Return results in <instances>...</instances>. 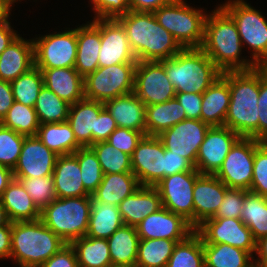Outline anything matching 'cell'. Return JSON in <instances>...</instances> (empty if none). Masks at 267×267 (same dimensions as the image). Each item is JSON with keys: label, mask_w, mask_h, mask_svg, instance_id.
Returning <instances> with one entry per match:
<instances>
[{"label": "cell", "mask_w": 267, "mask_h": 267, "mask_svg": "<svg viewBox=\"0 0 267 267\" xmlns=\"http://www.w3.org/2000/svg\"><path fill=\"white\" fill-rule=\"evenodd\" d=\"M221 75L228 81L230 89V104L224 126L240 137L258 140L260 67L222 72Z\"/></svg>", "instance_id": "6da1fadb"}, {"label": "cell", "mask_w": 267, "mask_h": 267, "mask_svg": "<svg viewBox=\"0 0 267 267\" xmlns=\"http://www.w3.org/2000/svg\"><path fill=\"white\" fill-rule=\"evenodd\" d=\"M242 47L234 20L221 6L207 15L201 49L221 72L257 67L252 60L240 57Z\"/></svg>", "instance_id": "7a4b0ae2"}, {"label": "cell", "mask_w": 267, "mask_h": 267, "mask_svg": "<svg viewBox=\"0 0 267 267\" xmlns=\"http://www.w3.org/2000/svg\"><path fill=\"white\" fill-rule=\"evenodd\" d=\"M66 244L40 219L11 223L10 258L19 267H39Z\"/></svg>", "instance_id": "3957f363"}, {"label": "cell", "mask_w": 267, "mask_h": 267, "mask_svg": "<svg viewBox=\"0 0 267 267\" xmlns=\"http://www.w3.org/2000/svg\"><path fill=\"white\" fill-rule=\"evenodd\" d=\"M160 62L176 93L203 94L222 73L201 48H182Z\"/></svg>", "instance_id": "277c9868"}, {"label": "cell", "mask_w": 267, "mask_h": 267, "mask_svg": "<svg viewBox=\"0 0 267 267\" xmlns=\"http://www.w3.org/2000/svg\"><path fill=\"white\" fill-rule=\"evenodd\" d=\"M92 196L56 198L41 210L40 220L64 242L86 236Z\"/></svg>", "instance_id": "5b68a950"}, {"label": "cell", "mask_w": 267, "mask_h": 267, "mask_svg": "<svg viewBox=\"0 0 267 267\" xmlns=\"http://www.w3.org/2000/svg\"><path fill=\"white\" fill-rule=\"evenodd\" d=\"M203 10L187 5L185 0H174L155 10L153 14L182 48H201L208 15Z\"/></svg>", "instance_id": "8992f818"}, {"label": "cell", "mask_w": 267, "mask_h": 267, "mask_svg": "<svg viewBox=\"0 0 267 267\" xmlns=\"http://www.w3.org/2000/svg\"><path fill=\"white\" fill-rule=\"evenodd\" d=\"M234 20L242 46L248 45L250 59L257 67H267V20L260 10L244 0H229L220 5Z\"/></svg>", "instance_id": "52a82bcc"}, {"label": "cell", "mask_w": 267, "mask_h": 267, "mask_svg": "<svg viewBox=\"0 0 267 267\" xmlns=\"http://www.w3.org/2000/svg\"><path fill=\"white\" fill-rule=\"evenodd\" d=\"M136 63H122L98 67L84 77L86 99L105 103L115 97L127 95L134 90Z\"/></svg>", "instance_id": "ba28073f"}, {"label": "cell", "mask_w": 267, "mask_h": 267, "mask_svg": "<svg viewBox=\"0 0 267 267\" xmlns=\"http://www.w3.org/2000/svg\"><path fill=\"white\" fill-rule=\"evenodd\" d=\"M34 66L39 69L74 68L77 54V28L33 39Z\"/></svg>", "instance_id": "9c48e42d"}, {"label": "cell", "mask_w": 267, "mask_h": 267, "mask_svg": "<svg viewBox=\"0 0 267 267\" xmlns=\"http://www.w3.org/2000/svg\"><path fill=\"white\" fill-rule=\"evenodd\" d=\"M201 174L197 169L164 177L155 185L162 207L182 216L194 228L193 189Z\"/></svg>", "instance_id": "30bf717a"}, {"label": "cell", "mask_w": 267, "mask_h": 267, "mask_svg": "<svg viewBox=\"0 0 267 267\" xmlns=\"http://www.w3.org/2000/svg\"><path fill=\"white\" fill-rule=\"evenodd\" d=\"M133 93L145 106L175 98L176 91L160 61H138L134 72Z\"/></svg>", "instance_id": "8fae6325"}, {"label": "cell", "mask_w": 267, "mask_h": 267, "mask_svg": "<svg viewBox=\"0 0 267 267\" xmlns=\"http://www.w3.org/2000/svg\"><path fill=\"white\" fill-rule=\"evenodd\" d=\"M256 139L241 137L227 154L215 176L228 188L249 191L253 179Z\"/></svg>", "instance_id": "7c38bea8"}, {"label": "cell", "mask_w": 267, "mask_h": 267, "mask_svg": "<svg viewBox=\"0 0 267 267\" xmlns=\"http://www.w3.org/2000/svg\"><path fill=\"white\" fill-rule=\"evenodd\" d=\"M195 231L201 236L203 244H229L249 252L256 250V240L250 229L241 219L210 218L200 224Z\"/></svg>", "instance_id": "4fadbf2b"}, {"label": "cell", "mask_w": 267, "mask_h": 267, "mask_svg": "<svg viewBox=\"0 0 267 267\" xmlns=\"http://www.w3.org/2000/svg\"><path fill=\"white\" fill-rule=\"evenodd\" d=\"M132 172L141 186H155L165 177V148L157 136L145 135L131 155Z\"/></svg>", "instance_id": "5bb4252c"}, {"label": "cell", "mask_w": 267, "mask_h": 267, "mask_svg": "<svg viewBox=\"0 0 267 267\" xmlns=\"http://www.w3.org/2000/svg\"><path fill=\"white\" fill-rule=\"evenodd\" d=\"M210 127L202 120L184 119L157 137L166 150L187 158L195 166L200 145Z\"/></svg>", "instance_id": "9a60e30c"}, {"label": "cell", "mask_w": 267, "mask_h": 267, "mask_svg": "<svg viewBox=\"0 0 267 267\" xmlns=\"http://www.w3.org/2000/svg\"><path fill=\"white\" fill-rule=\"evenodd\" d=\"M241 137L225 126H212L207 131L200 145L196 158L195 169L200 174L215 175L233 145Z\"/></svg>", "instance_id": "2e32d148"}, {"label": "cell", "mask_w": 267, "mask_h": 267, "mask_svg": "<svg viewBox=\"0 0 267 267\" xmlns=\"http://www.w3.org/2000/svg\"><path fill=\"white\" fill-rule=\"evenodd\" d=\"M58 155L37 136H25L14 167V178H38L53 174Z\"/></svg>", "instance_id": "e0dca14e"}, {"label": "cell", "mask_w": 267, "mask_h": 267, "mask_svg": "<svg viewBox=\"0 0 267 267\" xmlns=\"http://www.w3.org/2000/svg\"><path fill=\"white\" fill-rule=\"evenodd\" d=\"M140 239L184 240L195 229L182 216L161 207L149 214L137 226Z\"/></svg>", "instance_id": "ac0fdd59"}, {"label": "cell", "mask_w": 267, "mask_h": 267, "mask_svg": "<svg viewBox=\"0 0 267 267\" xmlns=\"http://www.w3.org/2000/svg\"><path fill=\"white\" fill-rule=\"evenodd\" d=\"M98 57L99 67L138 62L128 42L126 31L117 19H101V46Z\"/></svg>", "instance_id": "d6986e66"}, {"label": "cell", "mask_w": 267, "mask_h": 267, "mask_svg": "<svg viewBox=\"0 0 267 267\" xmlns=\"http://www.w3.org/2000/svg\"><path fill=\"white\" fill-rule=\"evenodd\" d=\"M228 187L215 175L201 174L194 184V229L213 218L224 200Z\"/></svg>", "instance_id": "ffe728a7"}, {"label": "cell", "mask_w": 267, "mask_h": 267, "mask_svg": "<svg viewBox=\"0 0 267 267\" xmlns=\"http://www.w3.org/2000/svg\"><path fill=\"white\" fill-rule=\"evenodd\" d=\"M101 46V19H93L77 27V54L75 70L85 77L99 67Z\"/></svg>", "instance_id": "44dd1931"}, {"label": "cell", "mask_w": 267, "mask_h": 267, "mask_svg": "<svg viewBox=\"0 0 267 267\" xmlns=\"http://www.w3.org/2000/svg\"><path fill=\"white\" fill-rule=\"evenodd\" d=\"M104 108V103L86 98L70 106L67 121L81 147L96 143V119Z\"/></svg>", "instance_id": "7402d4cb"}, {"label": "cell", "mask_w": 267, "mask_h": 267, "mask_svg": "<svg viewBox=\"0 0 267 267\" xmlns=\"http://www.w3.org/2000/svg\"><path fill=\"white\" fill-rule=\"evenodd\" d=\"M161 207V198L157 188L141 185L118 205L123 224L133 227Z\"/></svg>", "instance_id": "603a6c76"}, {"label": "cell", "mask_w": 267, "mask_h": 267, "mask_svg": "<svg viewBox=\"0 0 267 267\" xmlns=\"http://www.w3.org/2000/svg\"><path fill=\"white\" fill-rule=\"evenodd\" d=\"M34 67V44L20 35L0 54V79L12 82Z\"/></svg>", "instance_id": "cb8c5ba5"}, {"label": "cell", "mask_w": 267, "mask_h": 267, "mask_svg": "<svg viewBox=\"0 0 267 267\" xmlns=\"http://www.w3.org/2000/svg\"><path fill=\"white\" fill-rule=\"evenodd\" d=\"M56 198L91 196L84 188L74 154L58 155L52 174Z\"/></svg>", "instance_id": "d4e9b609"}, {"label": "cell", "mask_w": 267, "mask_h": 267, "mask_svg": "<svg viewBox=\"0 0 267 267\" xmlns=\"http://www.w3.org/2000/svg\"><path fill=\"white\" fill-rule=\"evenodd\" d=\"M104 106L118 127L136 130L146 135V106L133 92L110 99Z\"/></svg>", "instance_id": "484cf974"}, {"label": "cell", "mask_w": 267, "mask_h": 267, "mask_svg": "<svg viewBox=\"0 0 267 267\" xmlns=\"http://www.w3.org/2000/svg\"><path fill=\"white\" fill-rule=\"evenodd\" d=\"M44 86L70 105L85 98L84 77L75 68L40 69Z\"/></svg>", "instance_id": "4316f807"}, {"label": "cell", "mask_w": 267, "mask_h": 267, "mask_svg": "<svg viewBox=\"0 0 267 267\" xmlns=\"http://www.w3.org/2000/svg\"><path fill=\"white\" fill-rule=\"evenodd\" d=\"M9 220L12 222L36 221L41 210L32 201L18 179H13L0 198Z\"/></svg>", "instance_id": "83f0119b"}, {"label": "cell", "mask_w": 267, "mask_h": 267, "mask_svg": "<svg viewBox=\"0 0 267 267\" xmlns=\"http://www.w3.org/2000/svg\"><path fill=\"white\" fill-rule=\"evenodd\" d=\"M230 104L228 81L221 75L203 94L201 120L212 126H224Z\"/></svg>", "instance_id": "f1b7e54d"}, {"label": "cell", "mask_w": 267, "mask_h": 267, "mask_svg": "<svg viewBox=\"0 0 267 267\" xmlns=\"http://www.w3.org/2000/svg\"><path fill=\"white\" fill-rule=\"evenodd\" d=\"M140 184L133 172L104 174L100 185L91 195L92 202L117 206L135 192Z\"/></svg>", "instance_id": "f546056e"}, {"label": "cell", "mask_w": 267, "mask_h": 267, "mask_svg": "<svg viewBox=\"0 0 267 267\" xmlns=\"http://www.w3.org/2000/svg\"><path fill=\"white\" fill-rule=\"evenodd\" d=\"M140 238L136 227L123 225L108 239L112 267H135Z\"/></svg>", "instance_id": "4dcf8cb0"}, {"label": "cell", "mask_w": 267, "mask_h": 267, "mask_svg": "<svg viewBox=\"0 0 267 267\" xmlns=\"http://www.w3.org/2000/svg\"><path fill=\"white\" fill-rule=\"evenodd\" d=\"M186 119L182 105L175 99L146 106V135L158 136L164 130Z\"/></svg>", "instance_id": "1f68e13d"}, {"label": "cell", "mask_w": 267, "mask_h": 267, "mask_svg": "<svg viewBox=\"0 0 267 267\" xmlns=\"http://www.w3.org/2000/svg\"><path fill=\"white\" fill-rule=\"evenodd\" d=\"M117 20L124 27L138 61H148L149 12L129 11Z\"/></svg>", "instance_id": "d6a6232c"}, {"label": "cell", "mask_w": 267, "mask_h": 267, "mask_svg": "<svg viewBox=\"0 0 267 267\" xmlns=\"http://www.w3.org/2000/svg\"><path fill=\"white\" fill-rule=\"evenodd\" d=\"M123 221L119 208L109 203L92 202L86 236L108 239Z\"/></svg>", "instance_id": "836d02e7"}, {"label": "cell", "mask_w": 267, "mask_h": 267, "mask_svg": "<svg viewBox=\"0 0 267 267\" xmlns=\"http://www.w3.org/2000/svg\"><path fill=\"white\" fill-rule=\"evenodd\" d=\"M36 136L57 155L73 154L81 148L68 121L40 124Z\"/></svg>", "instance_id": "e575fe53"}, {"label": "cell", "mask_w": 267, "mask_h": 267, "mask_svg": "<svg viewBox=\"0 0 267 267\" xmlns=\"http://www.w3.org/2000/svg\"><path fill=\"white\" fill-rule=\"evenodd\" d=\"M78 267H112L107 239L83 236L73 240Z\"/></svg>", "instance_id": "d590c367"}, {"label": "cell", "mask_w": 267, "mask_h": 267, "mask_svg": "<svg viewBox=\"0 0 267 267\" xmlns=\"http://www.w3.org/2000/svg\"><path fill=\"white\" fill-rule=\"evenodd\" d=\"M205 267H255L249 252L229 244H203Z\"/></svg>", "instance_id": "8d00e7d4"}, {"label": "cell", "mask_w": 267, "mask_h": 267, "mask_svg": "<svg viewBox=\"0 0 267 267\" xmlns=\"http://www.w3.org/2000/svg\"><path fill=\"white\" fill-rule=\"evenodd\" d=\"M181 49L172 34L157 22L153 12H149L148 61L172 58Z\"/></svg>", "instance_id": "74e56055"}, {"label": "cell", "mask_w": 267, "mask_h": 267, "mask_svg": "<svg viewBox=\"0 0 267 267\" xmlns=\"http://www.w3.org/2000/svg\"><path fill=\"white\" fill-rule=\"evenodd\" d=\"M242 222L250 229L255 240L267 235V198L244 190Z\"/></svg>", "instance_id": "f35d334b"}, {"label": "cell", "mask_w": 267, "mask_h": 267, "mask_svg": "<svg viewBox=\"0 0 267 267\" xmlns=\"http://www.w3.org/2000/svg\"><path fill=\"white\" fill-rule=\"evenodd\" d=\"M180 241L183 240L140 239L135 267H166Z\"/></svg>", "instance_id": "ab89813d"}, {"label": "cell", "mask_w": 267, "mask_h": 267, "mask_svg": "<svg viewBox=\"0 0 267 267\" xmlns=\"http://www.w3.org/2000/svg\"><path fill=\"white\" fill-rule=\"evenodd\" d=\"M166 267H205L203 240L196 231L175 245Z\"/></svg>", "instance_id": "60d3db41"}, {"label": "cell", "mask_w": 267, "mask_h": 267, "mask_svg": "<svg viewBox=\"0 0 267 267\" xmlns=\"http://www.w3.org/2000/svg\"><path fill=\"white\" fill-rule=\"evenodd\" d=\"M70 106L53 91L43 86L38 94L34 109L40 124L59 123L68 120Z\"/></svg>", "instance_id": "b9f144b4"}, {"label": "cell", "mask_w": 267, "mask_h": 267, "mask_svg": "<svg viewBox=\"0 0 267 267\" xmlns=\"http://www.w3.org/2000/svg\"><path fill=\"white\" fill-rule=\"evenodd\" d=\"M43 86L42 71L34 66L28 72L20 75L11 82L14 101L34 108L38 94Z\"/></svg>", "instance_id": "7bdbcfd3"}, {"label": "cell", "mask_w": 267, "mask_h": 267, "mask_svg": "<svg viewBox=\"0 0 267 267\" xmlns=\"http://www.w3.org/2000/svg\"><path fill=\"white\" fill-rule=\"evenodd\" d=\"M0 123L4 127L25 136H36L40 126L35 109L17 101H14L7 115Z\"/></svg>", "instance_id": "ee69618b"}, {"label": "cell", "mask_w": 267, "mask_h": 267, "mask_svg": "<svg viewBox=\"0 0 267 267\" xmlns=\"http://www.w3.org/2000/svg\"><path fill=\"white\" fill-rule=\"evenodd\" d=\"M97 155L104 174L132 172L131 156L108 141H101L90 146Z\"/></svg>", "instance_id": "f6af8a7d"}, {"label": "cell", "mask_w": 267, "mask_h": 267, "mask_svg": "<svg viewBox=\"0 0 267 267\" xmlns=\"http://www.w3.org/2000/svg\"><path fill=\"white\" fill-rule=\"evenodd\" d=\"M78 160L85 190L92 195L103 179V171L97 155L91 147H81L73 153Z\"/></svg>", "instance_id": "bcb514c9"}, {"label": "cell", "mask_w": 267, "mask_h": 267, "mask_svg": "<svg viewBox=\"0 0 267 267\" xmlns=\"http://www.w3.org/2000/svg\"><path fill=\"white\" fill-rule=\"evenodd\" d=\"M20 180L36 206L42 210L56 199L52 175L38 178H15Z\"/></svg>", "instance_id": "7dc6e473"}, {"label": "cell", "mask_w": 267, "mask_h": 267, "mask_svg": "<svg viewBox=\"0 0 267 267\" xmlns=\"http://www.w3.org/2000/svg\"><path fill=\"white\" fill-rule=\"evenodd\" d=\"M25 135L0 123V165L14 169L21 153Z\"/></svg>", "instance_id": "c3c4849f"}, {"label": "cell", "mask_w": 267, "mask_h": 267, "mask_svg": "<svg viewBox=\"0 0 267 267\" xmlns=\"http://www.w3.org/2000/svg\"><path fill=\"white\" fill-rule=\"evenodd\" d=\"M249 191L267 198V141L256 140L253 179Z\"/></svg>", "instance_id": "681fc988"}, {"label": "cell", "mask_w": 267, "mask_h": 267, "mask_svg": "<svg viewBox=\"0 0 267 267\" xmlns=\"http://www.w3.org/2000/svg\"><path fill=\"white\" fill-rule=\"evenodd\" d=\"M243 201L244 190L228 188L224 195V200L213 218L241 219Z\"/></svg>", "instance_id": "f907efd6"}, {"label": "cell", "mask_w": 267, "mask_h": 267, "mask_svg": "<svg viewBox=\"0 0 267 267\" xmlns=\"http://www.w3.org/2000/svg\"><path fill=\"white\" fill-rule=\"evenodd\" d=\"M145 136L136 130H130L123 127H117L109 136L108 142L118 150L132 155L138 143Z\"/></svg>", "instance_id": "816d5d0a"}, {"label": "cell", "mask_w": 267, "mask_h": 267, "mask_svg": "<svg viewBox=\"0 0 267 267\" xmlns=\"http://www.w3.org/2000/svg\"><path fill=\"white\" fill-rule=\"evenodd\" d=\"M94 19H117L129 12V0H91Z\"/></svg>", "instance_id": "f5cc1de1"}, {"label": "cell", "mask_w": 267, "mask_h": 267, "mask_svg": "<svg viewBox=\"0 0 267 267\" xmlns=\"http://www.w3.org/2000/svg\"><path fill=\"white\" fill-rule=\"evenodd\" d=\"M258 140L267 141V67H260Z\"/></svg>", "instance_id": "db71d44e"}, {"label": "cell", "mask_w": 267, "mask_h": 267, "mask_svg": "<svg viewBox=\"0 0 267 267\" xmlns=\"http://www.w3.org/2000/svg\"><path fill=\"white\" fill-rule=\"evenodd\" d=\"M175 99L182 105L186 113V119L201 120L202 94L176 93Z\"/></svg>", "instance_id": "11a10c76"}, {"label": "cell", "mask_w": 267, "mask_h": 267, "mask_svg": "<svg viewBox=\"0 0 267 267\" xmlns=\"http://www.w3.org/2000/svg\"><path fill=\"white\" fill-rule=\"evenodd\" d=\"M39 267H78L77 256L71 244L64 245Z\"/></svg>", "instance_id": "9f6ffc18"}, {"label": "cell", "mask_w": 267, "mask_h": 267, "mask_svg": "<svg viewBox=\"0 0 267 267\" xmlns=\"http://www.w3.org/2000/svg\"><path fill=\"white\" fill-rule=\"evenodd\" d=\"M193 170L195 166L187 158L165 149V177Z\"/></svg>", "instance_id": "6f0895ef"}, {"label": "cell", "mask_w": 267, "mask_h": 267, "mask_svg": "<svg viewBox=\"0 0 267 267\" xmlns=\"http://www.w3.org/2000/svg\"><path fill=\"white\" fill-rule=\"evenodd\" d=\"M117 124L109 111L104 108L96 119V143L107 141L110 134L117 128Z\"/></svg>", "instance_id": "680465c9"}, {"label": "cell", "mask_w": 267, "mask_h": 267, "mask_svg": "<svg viewBox=\"0 0 267 267\" xmlns=\"http://www.w3.org/2000/svg\"><path fill=\"white\" fill-rule=\"evenodd\" d=\"M14 103L11 82L0 79V122Z\"/></svg>", "instance_id": "91938a15"}, {"label": "cell", "mask_w": 267, "mask_h": 267, "mask_svg": "<svg viewBox=\"0 0 267 267\" xmlns=\"http://www.w3.org/2000/svg\"><path fill=\"white\" fill-rule=\"evenodd\" d=\"M174 0H129L130 11L154 12L162 6L172 3Z\"/></svg>", "instance_id": "94428289"}, {"label": "cell", "mask_w": 267, "mask_h": 267, "mask_svg": "<svg viewBox=\"0 0 267 267\" xmlns=\"http://www.w3.org/2000/svg\"><path fill=\"white\" fill-rule=\"evenodd\" d=\"M11 255V223L0 227V259L10 258Z\"/></svg>", "instance_id": "6125c7cd"}, {"label": "cell", "mask_w": 267, "mask_h": 267, "mask_svg": "<svg viewBox=\"0 0 267 267\" xmlns=\"http://www.w3.org/2000/svg\"><path fill=\"white\" fill-rule=\"evenodd\" d=\"M10 23L0 26V54L19 36Z\"/></svg>", "instance_id": "be15d7a7"}, {"label": "cell", "mask_w": 267, "mask_h": 267, "mask_svg": "<svg viewBox=\"0 0 267 267\" xmlns=\"http://www.w3.org/2000/svg\"><path fill=\"white\" fill-rule=\"evenodd\" d=\"M255 255H258V258L253 257L254 266L267 267V235L256 240Z\"/></svg>", "instance_id": "e7e4bbea"}, {"label": "cell", "mask_w": 267, "mask_h": 267, "mask_svg": "<svg viewBox=\"0 0 267 267\" xmlns=\"http://www.w3.org/2000/svg\"><path fill=\"white\" fill-rule=\"evenodd\" d=\"M13 179L14 175L12 169L0 165V198Z\"/></svg>", "instance_id": "03108f58"}, {"label": "cell", "mask_w": 267, "mask_h": 267, "mask_svg": "<svg viewBox=\"0 0 267 267\" xmlns=\"http://www.w3.org/2000/svg\"><path fill=\"white\" fill-rule=\"evenodd\" d=\"M11 9L5 4L0 3V26L5 25L9 22L8 18L11 15Z\"/></svg>", "instance_id": "003e7915"}, {"label": "cell", "mask_w": 267, "mask_h": 267, "mask_svg": "<svg viewBox=\"0 0 267 267\" xmlns=\"http://www.w3.org/2000/svg\"><path fill=\"white\" fill-rule=\"evenodd\" d=\"M10 223L11 221L9 220L6 210L0 200V227L8 226Z\"/></svg>", "instance_id": "a7ac6f4b"}, {"label": "cell", "mask_w": 267, "mask_h": 267, "mask_svg": "<svg viewBox=\"0 0 267 267\" xmlns=\"http://www.w3.org/2000/svg\"><path fill=\"white\" fill-rule=\"evenodd\" d=\"M16 1L20 0H0V3H5L10 9H12V4L16 3Z\"/></svg>", "instance_id": "89a4df30"}]
</instances>
